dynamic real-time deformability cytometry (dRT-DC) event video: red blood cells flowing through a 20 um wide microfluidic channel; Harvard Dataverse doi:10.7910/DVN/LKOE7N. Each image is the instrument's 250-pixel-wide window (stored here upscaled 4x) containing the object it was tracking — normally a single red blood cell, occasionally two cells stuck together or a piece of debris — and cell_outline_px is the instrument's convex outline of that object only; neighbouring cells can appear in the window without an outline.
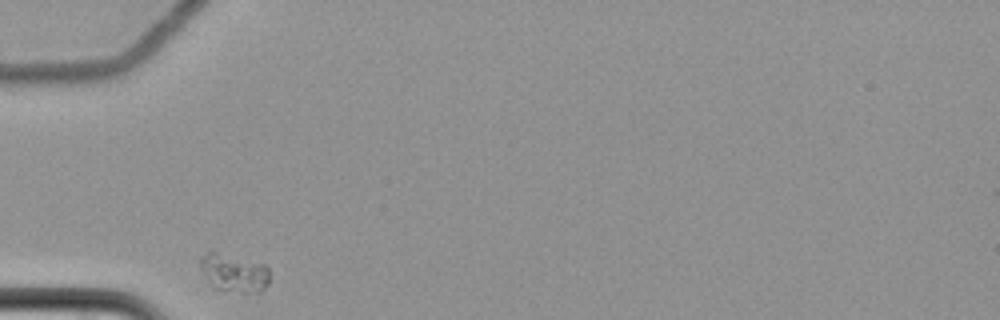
{"species": "common noctule bat (a hibernating species)", "species_latin": "Nyctalus noctula", "temperature_condition": "cold", "stored_images_in_passage": 31, "camera_frame_rate_fps": 3000, "um_per_image_px": 0.085, "animal": {"sex": "female", "body_mass_g": 22.7, "forearm_length_mm": 54.2}, "frame": {"image": 1, "passage_image": 1, "time_ms": 0.0, "image_size_px": [1000, 320], "cell_outline_px": [[268, 284], [260, 292], [244, 292], [212, 288], [200, 272], [200, 260], [208, 252], [212, 252], [264, 264], [268, 268]], "centroid_in_image_um": [19.86, 23.23], "position_along_channel_um": 65.1, "area_um2": 15.03}}
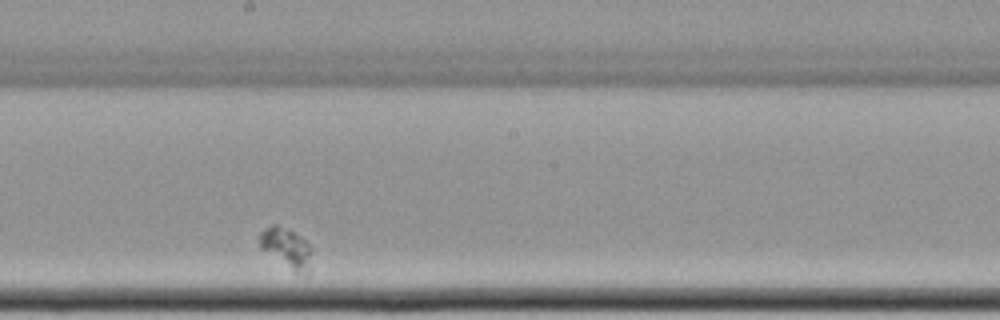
{"frame": {"image": 2, "passage_image": 17, "time_ms": 5.333, "image_size_px": [1000, 320], "cell_outline_px": [[312, 252], [308, 276], [304, 276], [292, 272], [260, 248], [260, 232], [264, 228], [272, 224], [276, 224], [300, 236], [312, 248]], "centroid_in_image_um": [24.37, 21.14], "position_along_channel_um": 223.8, "area_um2": 12.43}}
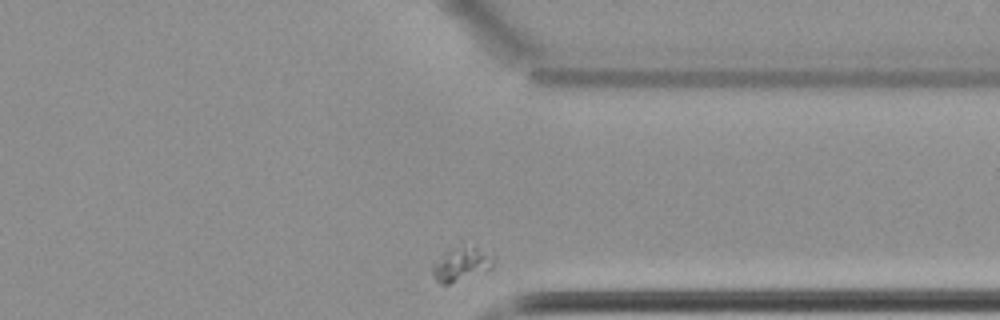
{"frame": {"image": 3, "passage_image": 31, "time_ms": 10.0, "image_size_px": [1000, 320], "cell_outline_px": [[496, 256], [492, 268], [448, 284], [440, 284], [432, 276], [432, 264], [444, 252], [476, 244], [496, 252]], "centroid_in_image_um": [39.3, 22.4], "position_along_channel_um": 372.1, "area_um2": 12.37}}